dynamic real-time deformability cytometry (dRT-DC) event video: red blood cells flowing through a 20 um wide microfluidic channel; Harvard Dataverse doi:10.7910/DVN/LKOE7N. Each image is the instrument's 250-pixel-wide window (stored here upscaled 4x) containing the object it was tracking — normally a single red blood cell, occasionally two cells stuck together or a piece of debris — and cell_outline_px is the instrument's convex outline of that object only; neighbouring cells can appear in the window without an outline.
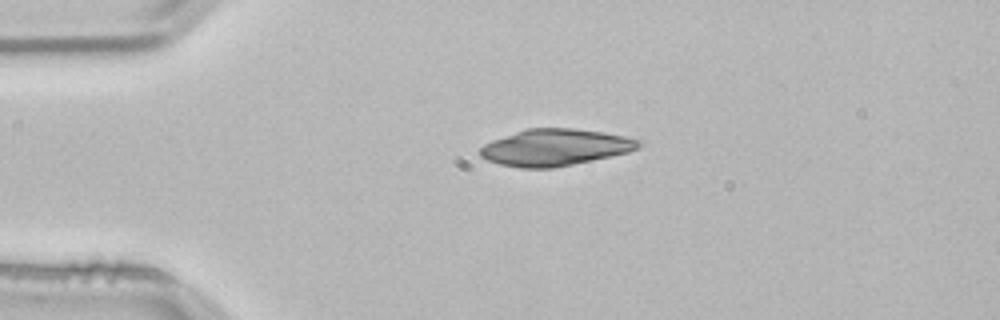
{"species": "common noctule bat (a hibernating species)", "species_latin": "Nyctalus noctula", "temperature_condition": "room temperature", "stored_images_in_passage": 42, "camera_frame_rate_fps": 3000, "um_per_image_px": 0.085, "animal": {"sex": "male", "body_mass_g": 21.5, "forearm_length_mm": 52.0}, "frame": {"image": 1, "passage_image": 1, "time_ms": 0.0, "image_size_px": [1000, 320], "cell_outline_px": [[640, 148], [628, 152], [592, 160], [552, 168], [520, 168], [500, 164], [488, 160], [480, 156], [480, 148], [484, 144], [492, 140], [528, 128], [572, 128], [600, 132], [624, 136], [640, 140]], "centroid_in_image_um": [47.17, 12.53], "position_along_channel_um": 37.8, "area_um2": 33.52}}
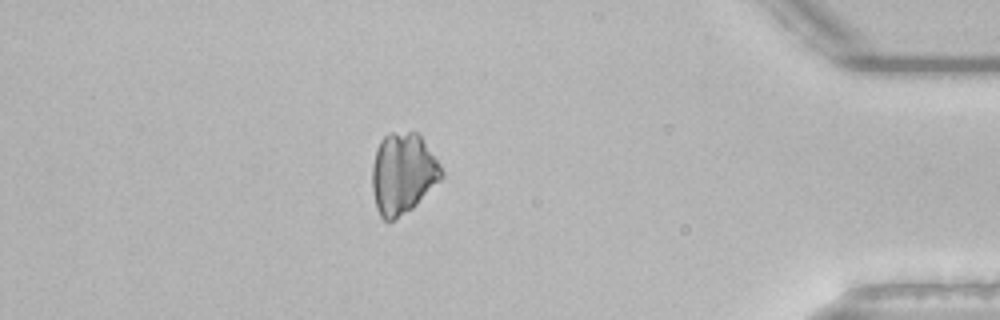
{"frame": {"image": 2, "passage_image": 35, "time_ms": 11.333, "image_size_px": [1000, 320], "cell_outline_px": [[444, 176], [412, 208], [392, 220], [384, 220], [380, 216], [376, 208], [372, 188], [372, 164], [376, 148], [380, 140], [388, 132], [416, 132], [420, 136], [440, 164], [444, 172]], "centroid_in_image_um": [34.22, 14.72], "position_along_channel_um": 401.0, "area_um2": 32.54}}